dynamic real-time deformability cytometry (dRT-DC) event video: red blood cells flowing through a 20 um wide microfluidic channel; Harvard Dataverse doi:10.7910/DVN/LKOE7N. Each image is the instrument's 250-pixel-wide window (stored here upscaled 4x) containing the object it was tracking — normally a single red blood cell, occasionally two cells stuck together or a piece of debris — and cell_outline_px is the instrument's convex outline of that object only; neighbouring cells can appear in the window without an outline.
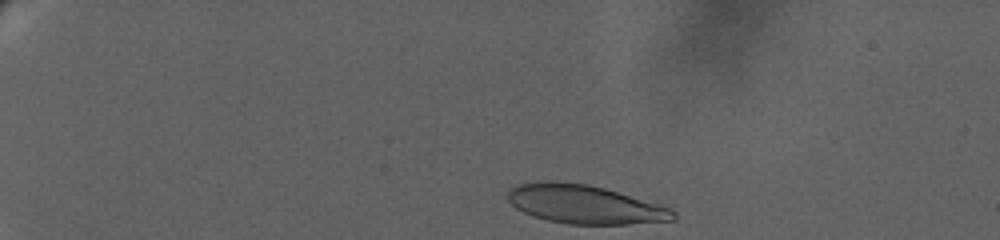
{"species": "human", "species_latin": "Homo sapiens", "temperature_condition": "warm", "stored_images_in_passage": 47, "camera_frame_rate_fps": 3000, "um_per_image_px": 0.085, "donor": {"sex": "female"}, "frame": {"image": 1, "passage_image": 1, "time_ms": 0.0, "image_size_px": [1000, 240], "cell_outline_px": [[676, 220], [628, 224], [568, 224], [548, 220], [532, 216], [516, 208], [508, 200], [508, 192], [512, 188], [520, 184], [548, 180], [552, 180], [588, 184], [604, 188], [660, 204], [672, 208], [676, 212]], "centroid_in_image_um": [49.73, 17.37], "position_along_channel_um": 35.3, "area_um2": 37.34}}
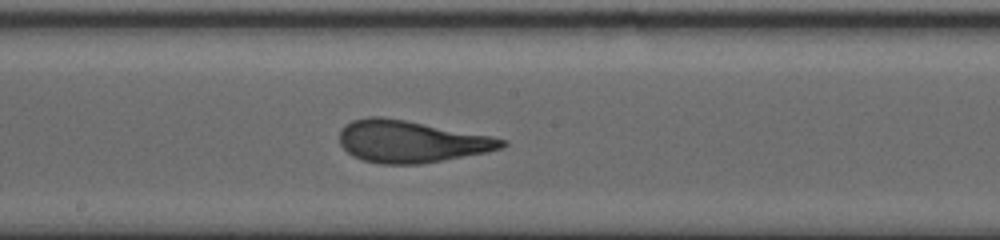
{"frame": {"image": 2, "passage_image": 28, "time_ms": 9.667, "image_size_px": [1000, 240], "cell_outline_px": [[508, 144], [504, 148], [488, 152], [444, 160], [420, 164], [380, 164], [364, 160], [352, 156], [340, 144], [340, 132], [344, 124], [352, 120], [368, 116], [380, 116], [404, 120], [492, 136], [508, 140]], "centroid_in_image_um": [34.95, 12.03], "position_along_channel_um": 213.2, "area_um2": 39.82}}
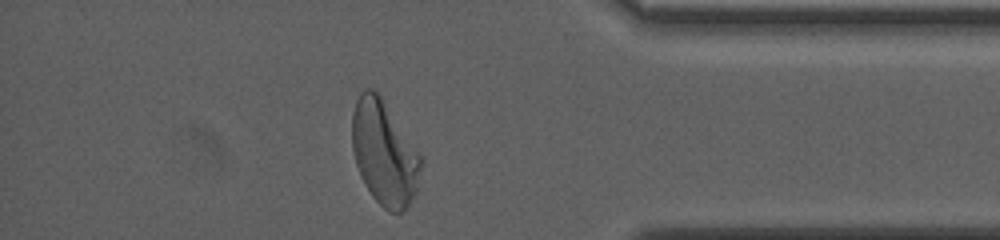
{"frame": {"image": 3, "passage_image": 47, "time_ms": 16.667, "image_size_px": [1000, 240], "cell_outline_px": [[424, 164], [416, 192], [408, 204], [400, 212], [388, 212], [372, 196], [360, 176], [356, 164], [352, 148], [352, 112], [356, 100], [360, 92], [364, 88], [372, 88], [380, 92], [424, 160]], "centroid_in_image_um": [32.67, 12.95], "position_along_channel_um": 402.5, "area_um2": 42.48}, "authors_computed_cell_mechanics": {"area_um2": 38.8994, "velocity_mm_per_s": 2.9195, "shape_relaxation_time_tau1_ms": 6.6562, "shape_relaxation_time_tau2_ms": 1.0265, "deformation_change_tau1": 0.246, "deformation_change_tau2": 0.0896}}